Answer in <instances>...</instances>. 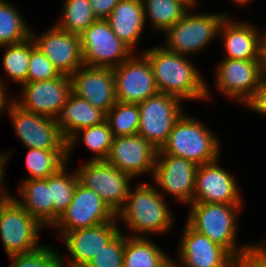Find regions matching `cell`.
<instances>
[{
  "label": "cell",
  "instance_id": "1",
  "mask_svg": "<svg viewBox=\"0 0 266 267\" xmlns=\"http://www.w3.org/2000/svg\"><path fill=\"white\" fill-rule=\"evenodd\" d=\"M142 54L151 65L160 93L173 95L182 101L210 99L208 84L186 55L171 52L164 45L144 50Z\"/></svg>",
  "mask_w": 266,
  "mask_h": 267
},
{
  "label": "cell",
  "instance_id": "2",
  "mask_svg": "<svg viewBox=\"0 0 266 267\" xmlns=\"http://www.w3.org/2000/svg\"><path fill=\"white\" fill-rule=\"evenodd\" d=\"M157 190L158 187L156 189L144 181L134 188H129L123 207L116 213V219L123 220L127 228L132 231L133 235L129 236L147 237L148 233L165 234L171 228L172 213L163 194Z\"/></svg>",
  "mask_w": 266,
  "mask_h": 267
},
{
  "label": "cell",
  "instance_id": "3",
  "mask_svg": "<svg viewBox=\"0 0 266 267\" xmlns=\"http://www.w3.org/2000/svg\"><path fill=\"white\" fill-rule=\"evenodd\" d=\"M186 222L196 231L226 248L233 256L246 253L252 244L237 246V217L243 204L192 202Z\"/></svg>",
  "mask_w": 266,
  "mask_h": 267
},
{
  "label": "cell",
  "instance_id": "4",
  "mask_svg": "<svg viewBox=\"0 0 266 267\" xmlns=\"http://www.w3.org/2000/svg\"><path fill=\"white\" fill-rule=\"evenodd\" d=\"M220 144L202 121L183 113L157 154L181 157L199 166L220 158Z\"/></svg>",
  "mask_w": 266,
  "mask_h": 267
},
{
  "label": "cell",
  "instance_id": "5",
  "mask_svg": "<svg viewBox=\"0 0 266 267\" xmlns=\"http://www.w3.org/2000/svg\"><path fill=\"white\" fill-rule=\"evenodd\" d=\"M190 11V12H189ZM191 13V14H190ZM230 13H192L191 9L164 34V47L182 55H194L217 40L222 22ZM194 53V54H192Z\"/></svg>",
  "mask_w": 266,
  "mask_h": 267
},
{
  "label": "cell",
  "instance_id": "6",
  "mask_svg": "<svg viewBox=\"0 0 266 267\" xmlns=\"http://www.w3.org/2000/svg\"><path fill=\"white\" fill-rule=\"evenodd\" d=\"M44 227L10 196L0 208V236L7 256L35 251Z\"/></svg>",
  "mask_w": 266,
  "mask_h": 267
},
{
  "label": "cell",
  "instance_id": "7",
  "mask_svg": "<svg viewBox=\"0 0 266 267\" xmlns=\"http://www.w3.org/2000/svg\"><path fill=\"white\" fill-rule=\"evenodd\" d=\"M14 132L27 148L67 150L57 119L22 109L13 99L7 106Z\"/></svg>",
  "mask_w": 266,
  "mask_h": 267
},
{
  "label": "cell",
  "instance_id": "8",
  "mask_svg": "<svg viewBox=\"0 0 266 267\" xmlns=\"http://www.w3.org/2000/svg\"><path fill=\"white\" fill-rule=\"evenodd\" d=\"M182 100L170 94L157 93L138 103L140 122L137 134L160 150L176 121L184 113Z\"/></svg>",
  "mask_w": 266,
  "mask_h": 267
},
{
  "label": "cell",
  "instance_id": "9",
  "mask_svg": "<svg viewBox=\"0 0 266 267\" xmlns=\"http://www.w3.org/2000/svg\"><path fill=\"white\" fill-rule=\"evenodd\" d=\"M83 64L115 68L127 60L133 51L112 31L106 19H97L80 34Z\"/></svg>",
  "mask_w": 266,
  "mask_h": 267
},
{
  "label": "cell",
  "instance_id": "10",
  "mask_svg": "<svg viewBox=\"0 0 266 267\" xmlns=\"http://www.w3.org/2000/svg\"><path fill=\"white\" fill-rule=\"evenodd\" d=\"M79 182L95 191L116 214L124 205L132 179L106 160H88L76 169Z\"/></svg>",
  "mask_w": 266,
  "mask_h": 267
},
{
  "label": "cell",
  "instance_id": "11",
  "mask_svg": "<svg viewBox=\"0 0 266 267\" xmlns=\"http://www.w3.org/2000/svg\"><path fill=\"white\" fill-rule=\"evenodd\" d=\"M115 218L116 214L103 199L78 181L71 203L53 227L59 228L61 234L108 223Z\"/></svg>",
  "mask_w": 266,
  "mask_h": 267
},
{
  "label": "cell",
  "instance_id": "12",
  "mask_svg": "<svg viewBox=\"0 0 266 267\" xmlns=\"http://www.w3.org/2000/svg\"><path fill=\"white\" fill-rule=\"evenodd\" d=\"M222 60L215 73L217 89L244 105L256 92L265 72L263 60Z\"/></svg>",
  "mask_w": 266,
  "mask_h": 267
},
{
  "label": "cell",
  "instance_id": "13",
  "mask_svg": "<svg viewBox=\"0 0 266 267\" xmlns=\"http://www.w3.org/2000/svg\"><path fill=\"white\" fill-rule=\"evenodd\" d=\"M139 56L133 53L113 68L117 101L138 104L159 93L148 59Z\"/></svg>",
  "mask_w": 266,
  "mask_h": 267
},
{
  "label": "cell",
  "instance_id": "14",
  "mask_svg": "<svg viewBox=\"0 0 266 267\" xmlns=\"http://www.w3.org/2000/svg\"><path fill=\"white\" fill-rule=\"evenodd\" d=\"M19 100L13 101L22 109L57 119L72 92L71 79L61 74L57 78L39 82H27L21 85Z\"/></svg>",
  "mask_w": 266,
  "mask_h": 267
},
{
  "label": "cell",
  "instance_id": "15",
  "mask_svg": "<svg viewBox=\"0 0 266 267\" xmlns=\"http://www.w3.org/2000/svg\"><path fill=\"white\" fill-rule=\"evenodd\" d=\"M197 169L195 163L184 158L157 154L151 178H154L152 180L162 189V193H169L176 200L190 205L193 202Z\"/></svg>",
  "mask_w": 266,
  "mask_h": 267
},
{
  "label": "cell",
  "instance_id": "16",
  "mask_svg": "<svg viewBox=\"0 0 266 267\" xmlns=\"http://www.w3.org/2000/svg\"><path fill=\"white\" fill-rule=\"evenodd\" d=\"M156 149L139 134L114 137L106 161L132 179L150 172L153 175Z\"/></svg>",
  "mask_w": 266,
  "mask_h": 267
},
{
  "label": "cell",
  "instance_id": "17",
  "mask_svg": "<svg viewBox=\"0 0 266 267\" xmlns=\"http://www.w3.org/2000/svg\"><path fill=\"white\" fill-rule=\"evenodd\" d=\"M40 35L31 30L35 45L53 63L60 74L71 76L83 66L80 35L66 32L55 24Z\"/></svg>",
  "mask_w": 266,
  "mask_h": 267
},
{
  "label": "cell",
  "instance_id": "18",
  "mask_svg": "<svg viewBox=\"0 0 266 267\" xmlns=\"http://www.w3.org/2000/svg\"><path fill=\"white\" fill-rule=\"evenodd\" d=\"M70 79L72 93L105 113L117 102L112 68L83 65Z\"/></svg>",
  "mask_w": 266,
  "mask_h": 267
},
{
  "label": "cell",
  "instance_id": "19",
  "mask_svg": "<svg viewBox=\"0 0 266 267\" xmlns=\"http://www.w3.org/2000/svg\"><path fill=\"white\" fill-rule=\"evenodd\" d=\"M219 160L198 166L193 202L242 204L236 179L218 165Z\"/></svg>",
  "mask_w": 266,
  "mask_h": 267
},
{
  "label": "cell",
  "instance_id": "20",
  "mask_svg": "<svg viewBox=\"0 0 266 267\" xmlns=\"http://www.w3.org/2000/svg\"><path fill=\"white\" fill-rule=\"evenodd\" d=\"M179 241L178 259L183 267H228L233 255L187 222Z\"/></svg>",
  "mask_w": 266,
  "mask_h": 267
},
{
  "label": "cell",
  "instance_id": "21",
  "mask_svg": "<svg viewBox=\"0 0 266 267\" xmlns=\"http://www.w3.org/2000/svg\"><path fill=\"white\" fill-rule=\"evenodd\" d=\"M115 218L108 223L71 232H62L60 235L65 243L70 258L63 264L88 265L103 246H105L121 229Z\"/></svg>",
  "mask_w": 266,
  "mask_h": 267
},
{
  "label": "cell",
  "instance_id": "22",
  "mask_svg": "<svg viewBox=\"0 0 266 267\" xmlns=\"http://www.w3.org/2000/svg\"><path fill=\"white\" fill-rule=\"evenodd\" d=\"M261 33V34H260ZM225 58L237 60H263V36L254 26L246 22H236L228 16L219 29Z\"/></svg>",
  "mask_w": 266,
  "mask_h": 267
},
{
  "label": "cell",
  "instance_id": "23",
  "mask_svg": "<svg viewBox=\"0 0 266 267\" xmlns=\"http://www.w3.org/2000/svg\"><path fill=\"white\" fill-rule=\"evenodd\" d=\"M106 20L113 33L134 52L145 27L142 0H121Z\"/></svg>",
  "mask_w": 266,
  "mask_h": 267
},
{
  "label": "cell",
  "instance_id": "24",
  "mask_svg": "<svg viewBox=\"0 0 266 267\" xmlns=\"http://www.w3.org/2000/svg\"><path fill=\"white\" fill-rule=\"evenodd\" d=\"M19 190L22 200L15 196L17 202L43 227H53L54 207L50 194V176L46 179H25Z\"/></svg>",
  "mask_w": 266,
  "mask_h": 267
},
{
  "label": "cell",
  "instance_id": "25",
  "mask_svg": "<svg viewBox=\"0 0 266 267\" xmlns=\"http://www.w3.org/2000/svg\"><path fill=\"white\" fill-rule=\"evenodd\" d=\"M106 121V113L93 107L87 100L70 93L57 123L63 137L68 141L77 131L99 125Z\"/></svg>",
  "mask_w": 266,
  "mask_h": 267
},
{
  "label": "cell",
  "instance_id": "26",
  "mask_svg": "<svg viewBox=\"0 0 266 267\" xmlns=\"http://www.w3.org/2000/svg\"><path fill=\"white\" fill-rule=\"evenodd\" d=\"M146 237H125L123 267H179L163 250Z\"/></svg>",
  "mask_w": 266,
  "mask_h": 267
},
{
  "label": "cell",
  "instance_id": "27",
  "mask_svg": "<svg viewBox=\"0 0 266 267\" xmlns=\"http://www.w3.org/2000/svg\"><path fill=\"white\" fill-rule=\"evenodd\" d=\"M197 0H142L144 18H149L151 28L165 33L180 20Z\"/></svg>",
  "mask_w": 266,
  "mask_h": 267
},
{
  "label": "cell",
  "instance_id": "28",
  "mask_svg": "<svg viewBox=\"0 0 266 267\" xmlns=\"http://www.w3.org/2000/svg\"><path fill=\"white\" fill-rule=\"evenodd\" d=\"M80 137L84 145L94 154L90 160H106L114 139L113 132L107 121L99 125L81 129L67 141V163L70 157L69 154L76 142H79Z\"/></svg>",
  "mask_w": 266,
  "mask_h": 267
},
{
  "label": "cell",
  "instance_id": "29",
  "mask_svg": "<svg viewBox=\"0 0 266 267\" xmlns=\"http://www.w3.org/2000/svg\"><path fill=\"white\" fill-rule=\"evenodd\" d=\"M32 37L15 43L1 46L5 47V53L2 58L3 69L8 78L19 83L20 86L27 83L28 64L30 59V51L35 47Z\"/></svg>",
  "mask_w": 266,
  "mask_h": 267
},
{
  "label": "cell",
  "instance_id": "30",
  "mask_svg": "<svg viewBox=\"0 0 266 267\" xmlns=\"http://www.w3.org/2000/svg\"><path fill=\"white\" fill-rule=\"evenodd\" d=\"M31 30L15 5L0 0V47L28 39Z\"/></svg>",
  "mask_w": 266,
  "mask_h": 267
},
{
  "label": "cell",
  "instance_id": "31",
  "mask_svg": "<svg viewBox=\"0 0 266 267\" xmlns=\"http://www.w3.org/2000/svg\"><path fill=\"white\" fill-rule=\"evenodd\" d=\"M27 150L25 166L30 177L25 179H46L67 163V150Z\"/></svg>",
  "mask_w": 266,
  "mask_h": 267
},
{
  "label": "cell",
  "instance_id": "32",
  "mask_svg": "<svg viewBox=\"0 0 266 267\" xmlns=\"http://www.w3.org/2000/svg\"><path fill=\"white\" fill-rule=\"evenodd\" d=\"M67 163L50 176V194L54 207V224L71 203L79 178L77 171L67 173Z\"/></svg>",
  "mask_w": 266,
  "mask_h": 267
},
{
  "label": "cell",
  "instance_id": "33",
  "mask_svg": "<svg viewBox=\"0 0 266 267\" xmlns=\"http://www.w3.org/2000/svg\"><path fill=\"white\" fill-rule=\"evenodd\" d=\"M61 21L55 25L69 33L80 35L93 24L97 17L93 14L89 0H65Z\"/></svg>",
  "mask_w": 266,
  "mask_h": 267
},
{
  "label": "cell",
  "instance_id": "34",
  "mask_svg": "<svg viewBox=\"0 0 266 267\" xmlns=\"http://www.w3.org/2000/svg\"><path fill=\"white\" fill-rule=\"evenodd\" d=\"M106 121L114 137L137 134L140 122L138 104L117 101L106 113Z\"/></svg>",
  "mask_w": 266,
  "mask_h": 267
},
{
  "label": "cell",
  "instance_id": "35",
  "mask_svg": "<svg viewBox=\"0 0 266 267\" xmlns=\"http://www.w3.org/2000/svg\"><path fill=\"white\" fill-rule=\"evenodd\" d=\"M9 267H63L62 255L53 247L41 246L33 252L9 256Z\"/></svg>",
  "mask_w": 266,
  "mask_h": 267
},
{
  "label": "cell",
  "instance_id": "36",
  "mask_svg": "<svg viewBox=\"0 0 266 267\" xmlns=\"http://www.w3.org/2000/svg\"><path fill=\"white\" fill-rule=\"evenodd\" d=\"M125 234L120 230L88 263V267H123Z\"/></svg>",
  "mask_w": 266,
  "mask_h": 267
},
{
  "label": "cell",
  "instance_id": "37",
  "mask_svg": "<svg viewBox=\"0 0 266 267\" xmlns=\"http://www.w3.org/2000/svg\"><path fill=\"white\" fill-rule=\"evenodd\" d=\"M60 75L53 63L37 46L30 51L27 82L50 80Z\"/></svg>",
  "mask_w": 266,
  "mask_h": 267
},
{
  "label": "cell",
  "instance_id": "38",
  "mask_svg": "<svg viewBox=\"0 0 266 267\" xmlns=\"http://www.w3.org/2000/svg\"><path fill=\"white\" fill-rule=\"evenodd\" d=\"M244 105L258 114L266 115V72L263 73L256 92Z\"/></svg>",
  "mask_w": 266,
  "mask_h": 267
},
{
  "label": "cell",
  "instance_id": "39",
  "mask_svg": "<svg viewBox=\"0 0 266 267\" xmlns=\"http://www.w3.org/2000/svg\"><path fill=\"white\" fill-rule=\"evenodd\" d=\"M228 267H266L262 257L252 248L244 254L233 256Z\"/></svg>",
  "mask_w": 266,
  "mask_h": 267
},
{
  "label": "cell",
  "instance_id": "40",
  "mask_svg": "<svg viewBox=\"0 0 266 267\" xmlns=\"http://www.w3.org/2000/svg\"><path fill=\"white\" fill-rule=\"evenodd\" d=\"M97 19H106L121 0H89Z\"/></svg>",
  "mask_w": 266,
  "mask_h": 267
},
{
  "label": "cell",
  "instance_id": "41",
  "mask_svg": "<svg viewBox=\"0 0 266 267\" xmlns=\"http://www.w3.org/2000/svg\"><path fill=\"white\" fill-rule=\"evenodd\" d=\"M5 87L6 85L4 84L3 78L0 77V117L6 111L7 106L11 101V99L9 100V97L7 96V88Z\"/></svg>",
  "mask_w": 266,
  "mask_h": 267
},
{
  "label": "cell",
  "instance_id": "42",
  "mask_svg": "<svg viewBox=\"0 0 266 267\" xmlns=\"http://www.w3.org/2000/svg\"><path fill=\"white\" fill-rule=\"evenodd\" d=\"M264 242H260V243H257V244H254L253 243V249L262 257L265 265H266V243Z\"/></svg>",
  "mask_w": 266,
  "mask_h": 267
},
{
  "label": "cell",
  "instance_id": "43",
  "mask_svg": "<svg viewBox=\"0 0 266 267\" xmlns=\"http://www.w3.org/2000/svg\"><path fill=\"white\" fill-rule=\"evenodd\" d=\"M4 178L0 181V208L10 197L9 192L3 187Z\"/></svg>",
  "mask_w": 266,
  "mask_h": 267
},
{
  "label": "cell",
  "instance_id": "44",
  "mask_svg": "<svg viewBox=\"0 0 266 267\" xmlns=\"http://www.w3.org/2000/svg\"><path fill=\"white\" fill-rule=\"evenodd\" d=\"M263 34V66L264 71L266 72V31Z\"/></svg>",
  "mask_w": 266,
  "mask_h": 267
},
{
  "label": "cell",
  "instance_id": "45",
  "mask_svg": "<svg viewBox=\"0 0 266 267\" xmlns=\"http://www.w3.org/2000/svg\"><path fill=\"white\" fill-rule=\"evenodd\" d=\"M250 1L252 0H232V2H234L235 4L242 6L250 3Z\"/></svg>",
  "mask_w": 266,
  "mask_h": 267
},
{
  "label": "cell",
  "instance_id": "46",
  "mask_svg": "<svg viewBox=\"0 0 266 267\" xmlns=\"http://www.w3.org/2000/svg\"><path fill=\"white\" fill-rule=\"evenodd\" d=\"M68 265V266H67ZM63 267H88L87 265H71V264H63Z\"/></svg>",
  "mask_w": 266,
  "mask_h": 267
}]
</instances>
